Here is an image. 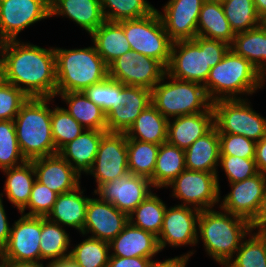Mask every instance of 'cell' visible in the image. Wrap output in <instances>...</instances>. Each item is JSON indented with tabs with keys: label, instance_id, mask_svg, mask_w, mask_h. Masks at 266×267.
Masks as SVG:
<instances>
[{
	"label": "cell",
	"instance_id": "obj_1",
	"mask_svg": "<svg viewBox=\"0 0 266 267\" xmlns=\"http://www.w3.org/2000/svg\"><path fill=\"white\" fill-rule=\"evenodd\" d=\"M3 81L23 91L29 98H55L57 93L54 47L44 48L20 39L4 41Z\"/></svg>",
	"mask_w": 266,
	"mask_h": 267
},
{
	"label": "cell",
	"instance_id": "obj_2",
	"mask_svg": "<svg viewBox=\"0 0 266 267\" xmlns=\"http://www.w3.org/2000/svg\"><path fill=\"white\" fill-rule=\"evenodd\" d=\"M251 230L250 222L242 217L221 208L206 209L198 218L197 244L201 240L206 254L224 267Z\"/></svg>",
	"mask_w": 266,
	"mask_h": 267
},
{
	"label": "cell",
	"instance_id": "obj_3",
	"mask_svg": "<svg viewBox=\"0 0 266 267\" xmlns=\"http://www.w3.org/2000/svg\"><path fill=\"white\" fill-rule=\"evenodd\" d=\"M230 45L225 41L196 36L172 42L167 74L172 78L205 84L211 68L222 61Z\"/></svg>",
	"mask_w": 266,
	"mask_h": 267
},
{
	"label": "cell",
	"instance_id": "obj_4",
	"mask_svg": "<svg viewBox=\"0 0 266 267\" xmlns=\"http://www.w3.org/2000/svg\"><path fill=\"white\" fill-rule=\"evenodd\" d=\"M266 78L245 58L232 49L211 68L203 85L213 103L223 99H244L265 87Z\"/></svg>",
	"mask_w": 266,
	"mask_h": 267
},
{
	"label": "cell",
	"instance_id": "obj_5",
	"mask_svg": "<svg viewBox=\"0 0 266 267\" xmlns=\"http://www.w3.org/2000/svg\"><path fill=\"white\" fill-rule=\"evenodd\" d=\"M53 99L28 98L13 120L18 145L26 161L58 153L51 131L49 104H53Z\"/></svg>",
	"mask_w": 266,
	"mask_h": 267
},
{
	"label": "cell",
	"instance_id": "obj_6",
	"mask_svg": "<svg viewBox=\"0 0 266 267\" xmlns=\"http://www.w3.org/2000/svg\"><path fill=\"white\" fill-rule=\"evenodd\" d=\"M91 45L74 49L54 47L57 93L83 92L108 77V66Z\"/></svg>",
	"mask_w": 266,
	"mask_h": 267
},
{
	"label": "cell",
	"instance_id": "obj_7",
	"mask_svg": "<svg viewBox=\"0 0 266 267\" xmlns=\"http://www.w3.org/2000/svg\"><path fill=\"white\" fill-rule=\"evenodd\" d=\"M151 104L167 119L204 112L212 106L202 84L178 80L167 73L151 90Z\"/></svg>",
	"mask_w": 266,
	"mask_h": 267
},
{
	"label": "cell",
	"instance_id": "obj_8",
	"mask_svg": "<svg viewBox=\"0 0 266 267\" xmlns=\"http://www.w3.org/2000/svg\"><path fill=\"white\" fill-rule=\"evenodd\" d=\"M118 23L123 27L131 50L154 58L167 68L170 62L172 41L156 9L147 16Z\"/></svg>",
	"mask_w": 266,
	"mask_h": 267
},
{
	"label": "cell",
	"instance_id": "obj_9",
	"mask_svg": "<svg viewBox=\"0 0 266 267\" xmlns=\"http://www.w3.org/2000/svg\"><path fill=\"white\" fill-rule=\"evenodd\" d=\"M212 108L218 133L242 135L255 142L266 135V117L253 110L248 98L217 100Z\"/></svg>",
	"mask_w": 266,
	"mask_h": 267
},
{
	"label": "cell",
	"instance_id": "obj_10",
	"mask_svg": "<svg viewBox=\"0 0 266 267\" xmlns=\"http://www.w3.org/2000/svg\"><path fill=\"white\" fill-rule=\"evenodd\" d=\"M217 173L182 171L166 188H172L171 197L181 204L199 211L213 209L219 205L221 191L217 183Z\"/></svg>",
	"mask_w": 266,
	"mask_h": 267
},
{
	"label": "cell",
	"instance_id": "obj_11",
	"mask_svg": "<svg viewBox=\"0 0 266 267\" xmlns=\"http://www.w3.org/2000/svg\"><path fill=\"white\" fill-rule=\"evenodd\" d=\"M167 73L166 67L154 58L133 50L121 55L108 66V77L125 86L152 90Z\"/></svg>",
	"mask_w": 266,
	"mask_h": 267
},
{
	"label": "cell",
	"instance_id": "obj_12",
	"mask_svg": "<svg viewBox=\"0 0 266 267\" xmlns=\"http://www.w3.org/2000/svg\"><path fill=\"white\" fill-rule=\"evenodd\" d=\"M50 17V0H0V37L17 40L20 32Z\"/></svg>",
	"mask_w": 266,
	"mask_h": 267
},
{
	"label": "cell",
	"instance_id": "obj_13",
	"mask_svg": "<svg viewBox=\"0 0 266 267\" xmlns=\"http://www.w3.org/2000/svg\"><path fill=\"white\" fill-rule=\"evenodd\" d=\"M128 171L127 137L125 133L107 132L101 139L91 171L96 188L124 176Z\"/></svg>",
	"mask_w": 266,
	"mask_h": 267
},
{
	"label": "cell",
	"instance_id": "obj_14",
	"mask_svg": "<svg viewBox=\"0 0 266 267\" xmlns=\"http://www.w3.org/2000/svg\"><path fill=\"white\" fill-rule=\"evenodd\" d=\"M200 212L193 207L183 205L167 206L162 229L157 237L160 250L163 251L166 246L172 248L196 246Z\"/></svg>",
	"mask_w": 266,
	"mask_h": 267
},
{
	"label": "cell",
	"instance_id": "obj_15",
	"mask_svg": "<svg viewBox=\"0 0 266 267\" xmlns=\"http://www.w3.org/2000/svg\"><path fill=\"white\" fill-rule=\"evenodd\" d=\"M153 188L148 178L128 172L111 182L101 184L92 194L129 215L153 192Z\"/></svg>",
	"mask_w": 266,
	"mask_h": 267
},
{
	"label": "cell",
	"instance_id": "obj_16",
	"mask_svg": "<svg viewBox=\"0 0 266 267\" xmlns=\"http://www.w3.org/2000/svg\"><path fill=\"white\" fill-rule=\"evenodd\" d=\"M20 215L11 226L8 243L1 251V260L41 261V217Z\"/></svg>",
	"mask_w": 266,
	"mask_h": 267
},
{
	"label": "cell",
	"instance_id": "obj_17",
	"mask_svg": "<svg viewBox=\"0 0 266 267\" xmlns=\"http://www.w3.org/2000/svg\"><path fill=\"white\" fill-rule=\"evenodd\" d=\"M230 192L220 195L219 206L224 211L251 221L258 211L266 187V174L258 172L243 181L228 183Z\"/></svg>",
	"mask_w": 266,
	"mask_h": 267
},
{
	"label": "cell",
	"instance_id": "obj_18",
	"mask_svg": "<svg viewBox=\"0 0 266 267\" xmlns=\"http://www.w3.org/2000/svg\"><path fill=\"white\" fill-rule=\"evenodd\" d=\"M129 223L128 215L118 210L113 204L99 197L90 198L83 230V237L97 238L110 243Z\"/></svg>",
	"mask_w": 266,
	"mask_h": 267
},
{
	"label": "cell",
	"instance_id": "obj_19",
	"mask_svg": "<svg viewBox=\"0 0 266 267\" xmlns=\"http://www.w3.org/2000/svg\"><path fill=\"white\" fill-rule=\"evenodd\" d=\"M206 0H168L158 14L172 42L193 40L197 36V22Z\"/></svg>",
	"mask_w": 266,
	"mask_h": 267
},
{
	"label": "cell",
	"instance_id": "obj_20",
	"mask_svg": "<svg viewBox=\"0 0 266 267\" xmlns=\"http://www.w3.org/2000/svg\"><path fill=\"white\" fill-rule=\"evenodd\" d=\"M36 180L58 195L81 185V176L58 153L31 160Z\"/></svg>",
	"mask_w": 266,
	"mask_h": 267
},
{
	"label": "cell",
	"instance_id": "obj_21",
	"mask_svg": "<svg viewBox=\"0 0 266 267\" xmlns=\"http://www.w3.org/2000/svg\"><path fill=\"white\" fill-rule=\"evenodd\" d=\"M149 105H151V90L125 86L122 89L121 106L114 108L106 116L107 132L125 133Z\"/></svg>",
	"mask_w": 266,
	"mask_h": 267
},
{
	"label": "cell",
	"instance_id": "obj_22",
	"mask_svg": "<svg viewBox=\"0 0 266 267\" xmlns=\"http://www.w3.org/2000/svg\"><path fill=\"white\" fill-rule=\"evenodd\" d=\"M214 126L212 106L204 112L168 119L167 142L186 150Z\"/></svg>",
	"mask_w": 266,
	"mask_h": 267
},
{
	"label": "cell",
	"instance_id": "obj_23",
	"mask_svg": "<svg viewBox=\"0 0 266 267\" xmlns=\"http://www.w3.org/2000/svg\"><path fill=\"white\" fill-rule=\"evenodd\" d=\"M110 256L153 258L161 252L154 234L128 223L109 243Z\"/></svg>",
	"mask_w": 266,
	"mask_h": 267
},
{
	"label": "cell",
	"instance_id": "obj_24",
	"mask_svg": "<svg viewBox=\"0 0 266 267\" xmlns=\"http://www.w3.org/2000/svg\"><path fill=\"white\" fill-rule=\"evenodd\" d=\"M52 16L72 20L89 36L105 22L100 0H50Z\"/></svg>",
	"mask_w": 266,
	"mask_h": 267
},
{
	"label": "cell",
	"instance_id": "obj_25",
	"mask_svg": "<svg viewBox=\"0 0 266 267\" xmlns=\"http://www.w3.org/2000/svg\"><path fill=\"white\" fill-rule=\"evenodd\" d=\"M107 130L85 129L73 141L65 144L58 154L81 176L88 174L94 164L98 147Z\"/></svg>",
	"mask_w": 266,
	"mask_h": 267
},
{
	"label": "cell",
	"instance_id": "obj_26",
	"mask_svg": "<svg viewBox=\"0 0 266 267\" xmlns=\"http://www.w3.org/2000/svg\"><path fill=\"white\" fill-rule=\"evenodd\" d=\"M219 159L220 140L215 126L185 150L186 169L217 173V183L221 190L218 175Z\"/></svg>",
	"mask_w": 266,
	"mask_h": 267
},
{
	"label": "cell",
	"instance_id": "obj_27",
	"mask_svg": "<svg viewBox=\"0 0 266 267\" xmlns=\"http://www.w3.org/2000/svg\"><path fill=\"white\" fill-rule=\"evenodd\" d=\"M78 188L59 194L54 203V207L47 218L66 228H75L82 232L86 219V209L91 197L83 195L84 189Z\"/></svg>",
	"mask_w": 266,
	"mask_h": 267
},
{
	"label": "cell",
	"instance_id": "obj_28",
	"mask_svg": "<svg viewBox=\"0 0 266 267\" xmlns=\"http://www.w3.org/2000/svg\"><path fill=\"white\" fill-rule=\"evenodd\" d=\"M6 175L4 191L0 196H6L8 201L20 213L28 204L31 190L36 181L34 166L31 161H26L20 166L1 170Z\"/></svg>",
	"mask_w": 266,
	"mask_h": 267
},
{
	"label": "cell",
	"instance_id": "obj_29",
	"mask_svg": "<svg viewBox=\"0 0 266 267\" xmlns=\"http://www.w3.org/2000/svg\"><path fill=\"white\" fill-rule=\"evenodd\" d=\"M90 37L107 66L131 50L123 27L118 22L105 21Z\"/></svg>",
	"mask_w": 266,
	"mask_h": 267
},
{
	"label": "cell",
	"instance_id": "obj_30",
	"mask_svg": "<svg viewBox=\"0 0 266 267\" xmlns=\"http://www.w3.org/2000/svg\"><path fill=\"white\" fill-rule=\"evenodd\" d=\"M168 119L152 104L136 118L125 132L127 139L161 145L167 142Z\"/></svg>",
	"mask_w": 266,
	"mask_h": 267
},
{
	"label": "cell",
	"instance_id": "obj_31",
	"mask_svg": "<svg viewBox=\"0 0 266 267\" xmlns=\"http://www.w3.org/2000/svg\"><path fill=\"white\" fill-rule=\"evenodd\" d=\"M67 104L65 110L85 129L107 130L106 115L84 92L56 93Z\"/></svg>",
	"mask_w": 266,
	"mask_h": 267
},
{
	"label": "cell",
	"instance_id": "obj_32",
	"mask_svg": "<svg viewBox=\"0 0 266 267\" xmlns=\"http://www.w3.org/2000/svg\"><path fill=\"white\" fill-rule=\"evenodd\" d=\"M197 36L225 41L231 45L235 33L227 20L222 3L205 1L197 22Z\"/></svg>",
	"mask_w": 266,
	"mask_h": 267
},
{
	"label": "cell",
	"instance_id": "obj_33",
	"mask_svg": "<svg viewBox=\"0 0 266 267\" xmlns=\"http://www.w3.org/2000/svg\"><path fill=\"white\" fill-rule=\"evenodd\" d=\"M71 238L66 228L41 217L40 254L47 263L69 258ZM69 249V250H68Z\"/></svg>",
	"mask_w": 266,
	"mask_h": 267
},
{
	"label": "cell",
	"instance_id": "obj_34",
	"mask_svg": "<svg viewBox=\"0 0 266 267\" xmlns=\"http://www.w3.org/2000/svg\"><path fill=\"white\" fill-rule=\"evenodd\" d=\"M185 169V150L168 142L161 144L150 179L152 186L156 189L166 188Z\"/></svg>",
	"mask_w": 266,
	"mask_h": 267
},
{
	"label": "cell",
	"instance_id": "obj_35",
	"mask_svg": "<svg viewBox=\"0 0 266 267\" xmlns=\"http://www.w3.org/2000/svg\"><path fill=\"white\" fill-rule=\"evenodd\" d=\"M230 49L248 60L266 78V32L260 26L235 34Z\"/></svg>",
	"mask_w": 266,
	"mask_h": 267
},
{
	"label": "cell",
	"instance_id": "obj_36",
	"mask_svg": "<svg viewBox=\"0 0 266 267\" xmlns=\"http://www.w3.org/2000/svg\"><path fill=\"white\" fill-rule=\"evenodd\" d=\"M166 208V203L152 192L128 215L129 223L158 237Z\"/></svg>",
	"mask_w": 266,
	"mask_h": 267
},
{
	"label": "cell",
	"instance_id": "obj_37",
	"mask_svg": "<svg viewBox=\"0 0 266 267\" xmlns=\"http://www.w3.org/2000/svg\"><path fill=\"white\" fill-rule=\"evenodd\" d=\"M235 254L224 267H266V236L251 230Z\"/></svg>",
	"mask_w": 266,
	"mask_h": 267
},
{
	"label": "cell",
	"instance_id": "obj_38",
	"mask_svg": "<svg viewBox=\"0 0 266 267\" xmlns=\"http://www.w3.org/2000/svg\"><path fill=\"white\" fill-rule=\"evenodd\" d=\"M159 146L136 139H127L128 171L150 180L153 177Z\"/></svg>",
	"mask_w": 266,
	"mask_h": 267
},
{
	"label": "cell",
	"instance_id": "obj_39",
	"mask_svg": "<svg viewBox=\"0 0 266 267\" xmlns=\"http://www.w3.org/2000/svg\"><path fill=\"white\" fill-rule=\"evenodd\" d=\"M72 247L69 258L78 267H107L110 257L108 242L88 236Z\"/></svg>",
	"mask_w": 266,
	"mask_h": 267
},
{
	"label": "cell",
	"instance_id": "obj_40",
	"mask_svg": "<svg viewBox=\"0 0 266 267\" xmlns=\"http://www.w3.org/2000/svg\"><path fill=\"white\" fill-rule=\"evenodd\" d=\"M105 21L120 22L151 14L156 8L147 0H100Z\"/></svg>",
	"mask_w": 266,
	"mask_h": 267
},
{
	"label": "cell",
	"instance_id": "obj_41",
	"mask_svg": "<svg viewBox=\"0 0 266 267\" xmlns=\"http://www.w3.org/2000/svg\"><path fill=\"white\" fill-rule=\"evenodd\" d=\"M222 6L235 34L260 26V17L256 13L254 0H225Z\"/></svg>",
	"mask_w": 266,
	"mask_h": 267
},
{
	"label": "cell",
	"instance_id": "obj_42",
	"mask_svg": "<svg viewBox=\"0 0 266 267\" xmlns=\"http://www.w3.org/2000/svg\"><path fill=\"white\" fill-rule=\"evenodd\" d=\"M84 130L85 128L65 110V107L58 105L52 107L51 131L57 151L77 138Z\"/></svg>",
	"mask_w": 266,
	"mask_h": 267
},
{
	"label": "cell",
	"instance_id": "obj_43",
	"mask_svg": "<svg viewBox=\"0 0 266 267\" xmlns=\"http://www.w3.org/2000/svg\"><path fill=\"white\" fill-rule=\"evenodd\" d=\"M124 87L121 82L107 77L104 81L89 86L83 92L107 116L114 108L121 106Z\"/></svg>",
	"mask_w": 266,
	"mask_h": 267
},
{
	"label": "cell",
	"instance_id": "obj_44",
	"mask_svg": "<svg viewBox=\"0 0 266 267\" xmlns=\"http://www.w3.org/2000/svg\"><path fill=\"white\" fill-rule=\"evenodd\" d=\"M25 162L18 145L14 121H0V170L17 167Z\"/></svg>",
	"mask_w": 266,
	"mask_h": 267
},
{
	"label": "cell",
	"instance_id": "obj_45",
	"mask_svg": "<svg viewBox=\"0 0 266 267\" xmlns=\"http://www.w3.org/2000/svg\"><path fill=\"white\" fill-rule=\"evenodd\" d=\"M58 194L46 185L34 182L27 206L20 212L28 216L45 217L51 213ZM29 212H25L26 210Z\"/></svg>",
	"mask_w": 266,
	"mask_h": 267
},
{
	"label": "cell",
	"instance_id": "obj_46",
	"mask_svg": "<svg viewBox=\"0 0 266 267\" xmlns=\"http://www.w3.org/2000/svg\"><path fill=\"white\" fill-rule=\"evenodd\" d=\"M219 167L225 172L227 181L235 183L243 181L258 173L254 159L241 158L232 155H220Z\"/></svg>",
	"mask_w": 266,
	"mask_h": 267
},
{
	"label": "cell",
	"instance_id": "obj_47",
	"mask_svg": "<svg viewBox=\"0 0 266 267\" xmlns=\"http://www.w3.org/2000/svg\"><path fill=\"white\" fill-rule=\"evenodd\" d=\"M28 96L16 86L0 82V121L14 120Z\"/></svg>",
	"mask_w": 266,
	"mask_h": 267
},
{
	"label": "cell",
	"instance_id": "obj_48",
	"mask_svg": "<svg viewBox=\"0 0 266 267\" xmlns=\"http://www.w3.org/2000/svg\"><path fill=\"white\" fill-rule=\"evenodd\" d=\"M220 155L255 159L256 142L242 135L219 133Z\"/></svg>",
	"mask_w": 266,
	"mask_h": 267
},
{
	"label": "cell",
	"instance_id": "obj_49",
	"mask_svg": "<svg viewBox=\"0 0 266 267\" xmlns=\"http://www.w3.org/2000/svg\"><path fill=\"white\" fill-rule=\"evenodd\" d=\"M152 261L151 258L110 256L107 267H149Z\"/></svg>",
	"mask_w": 266,
	"mask_h": 267
},
{
	"label": "cell",
	"instance_id": "obj_50",
	"mask_svg": "<svg viewBox=\"0 0 266 267\" xmlns=\"http://www.w3.org/2000/svg\"><path fill=\"white\" fill-rule=\"evenodd\" d=\"M195 252V250L191 249V251H188V253H184L181 256L166 258L165 260L163 259V261L156 259L149 264V267H186L188 261H190L189 259Z\"/></svg>",
	"mask_w": 266,
	"mask_h": 267
},
{
	"label": "cell",
	"instance_id": "obj_51",
	"mask_svg": "<svg viewBox=\"0 0 266 267\" xmlns=\"http://www.w3.org/2000/svg\"><path fill=\"white\" fill-rule=\"evenodd\" d=\"M3 205V197L0 196V251L6 246L10 237L11 226Z\"/></svg>",
	"mask_w": 266,
	"mask_h": 267
},
{
	"label": "cell",
	"instance_id": "obj_52",
	"mask_svg": "<svg viewBox=\"0 0 266 267\" xmlns=\"http://www.w3.org/2000/svg\"><path fill=\"white\" fill-rule=\"evenodd\" d=\"M252 230L262 231L266 227V187L254 218L250 221Z\"/></svg>",
	"mask_w": 266,
	"mask_h": 267
},
{
	"label": "cell",
	"instance_id": "obj_53",
	"mask_svg": "<svg viewBox=\"0 0 266 267\" xmlns=\"http://www.w3.org/2000/svg\"><path fill=\"white\" fill-rule=\"evenodd\" d=\"M255 163L258 172L266 174V135L256 142Z\"/></svg>",
	"mask_w": 266,
	"mask_h": 267
},
{
	"label": "cell",
	"instance_id": "obj_54",
	"mask_svg": "<svg viewBox=\"0 0 266 267\" xmlns=\"http://www.w3.org/2000/svg\"><path fill=\"white\" fill-rule=\"evenodd\" d=\"M6 267H48V263L44 265L43 261H16V260H0Z\"/></svg>",
	"mask_w": 266,
	"mask_h": 267
},
{
	"label": "cell",
	"instance_id": "obj_55",
	"mask_svg": "<svg viewBox=\"0 0 266 267\" xmlns=\"http://www.w3.org/2000/svg\"><path fill=\"white\" fill-rule=\"evenodd\" d=\"M48 267H78L70 258L49 263Z\"/></svg>",
	"mask_w": 266,
	"mask_h": 267
},
{
	"label": "cell",
	"instance_id": "obj_56",
	"mask_svg": "<svg viewBox=\"0 0 266 267\" xmlns=\"http://www.w3.org/2000/svg\"><path fill=\"white\" fill-rule=\"evenodd\" d=\"M254 6L260 18L266 14V0H254Z\"/></svg>",
	"mask_w": 266,
	"mask_h": 267
},
{
	"label": "cell",
	"instance_id": "obj_57",
	"mask_svg": "<svg viewBox=\"0 0 266 267\" xmlns=\"http://www.w3.org/2000/svg\"><path fill=\"white\" fill-rule=\"evenodd\" d=\"M260 27L266 32V14L260 18Z\"/></svg>",
	"mask_w": 266,
	"mask_h": 267
},
{
	"label": "cell",
	"instance_id": "obj_58",
	"mask_svg": "<svg viewBox=\"0 0 266 267\" xmlns=\"http://www.w3.org/2000/svg\"><path fill=\"white\" fill-rule=\"evenodd\" d=\"M3 80V71H2V56L0 54V82Z\"/></svg>",
	"mask_w": 266,
	"mask_h": 267
},
{
	"label": "cell",
	"instance_id": "obj_59",
	"mask_svg": "<svg viewBox=\"0 0 266 267\" xmlns=\"http://www.w3.org/2000/svg\"><path fill=\"white\" fill-rule=\"evenodd\" d=\"M206 1H211V2H220V3H222V2H224L225 0H206Z\"/></svg>",
	"mask_w": 266,
	"mask_h": 267
},
{
	"label": "cell",
	"instance_id": "obj_60",
	"mask_svg": "<svg viewBox=\"0 0 266 267\" xmlns=\"http://www.w3.org/2000/svg\"><path fill=\"white\" fill-rule=\"evenodd\" d=\"M3 44H4V40L0 37V50H1L2 46H3Z\"/></svg>",
	"mask_w": 266,
	"mask_h": 267
},
{
	"label": "cell",
	"instance_id": "obj_61",
	"mask_svg": "<svg viewBox=\"0 0 266 267\" xmlns=\"http://www.w3.org/2000/svg\"><path fill=\"white\" fill-rule=\"evenodd\" d=\"M261 232L266 236V227Z\"/></svg>",
	"mask_w": 266,
	"mask_h": 267
},
{
	"label": "cell",
	"instance_id": "obj_62",
	"mask_svg": "<svg viewBox=\"0 0 266 267\" xmlns=\"http://www.w3.org/2000/svg\"><path fill=\"white\" fill-rule=\"evenodd\" d=\"M0 267H6V266L0 261Z\"/></svg>",
	"mask_w": 266,
	"mask_h": 267
}]
</instances>
